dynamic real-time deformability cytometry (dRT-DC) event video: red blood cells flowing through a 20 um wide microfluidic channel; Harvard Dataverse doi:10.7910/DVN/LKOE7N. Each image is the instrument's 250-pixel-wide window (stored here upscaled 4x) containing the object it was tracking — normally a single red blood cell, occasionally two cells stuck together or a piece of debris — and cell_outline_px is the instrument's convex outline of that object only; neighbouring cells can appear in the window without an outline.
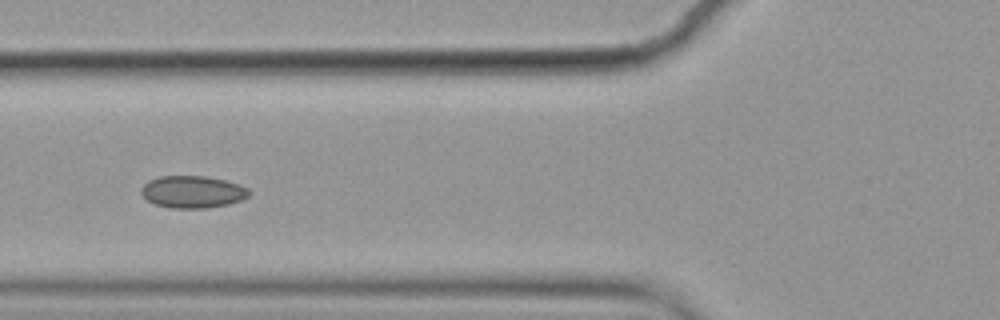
{"species": "common noctule bat (a hibernating species)", "species_latin": "Nyctalus noctula", "temperature_condition": "cold", "stored_images_in_passage": 9, "camera_frame_rate_fps": 3000, "um_per_image_px": 0.085, "animal": {"sex": "female", "body_mass_g": 19.9}, "frame": {"image": 1, "passage_image": 6, "time_ms": 1.667, "image_size_px": [1000, 320], "cell_outline_px": [[252, 192], [244, 200], [228, 204], [208, 208], [172, 208], [156, 204], [148, 200], [140, 192], [140, 188], [148, 180], [160, 176], [204, 176], [224, 180], [240, 184], [248, 188]], "centroid_in_image_um": [16.4, 16.31], "position_along_channel_um": 109.4, "area_um2": 20.35}}
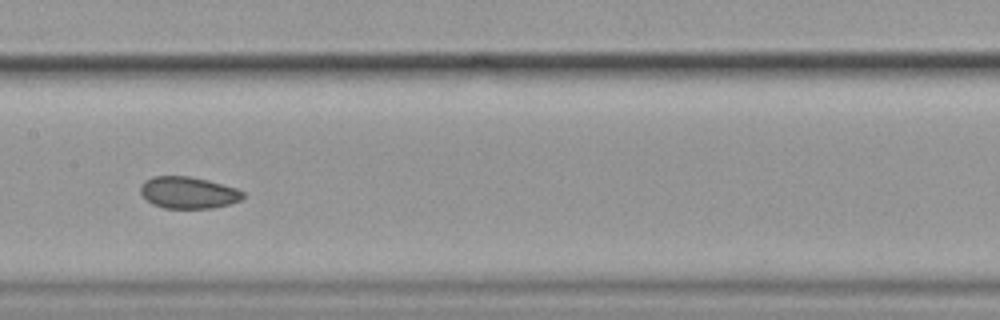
{"frame": {"image": 2, "passage_image": 8, "time_ms": 2.333, "image_size_px": [1000, 320], "cell_outline_px": [[244, 196], [240, 200], [228, 204], [212, 208], [164, 208], [152, 204], [140, 192], [140, 184], [144, 180], [152, 176], [188, 176], [208, 180], [236, 188], [244, 192]], "centroid_in_image_um": [15.98, 16.36], "position_along_channel_um": 191.4, "area_um2": 18.96}}
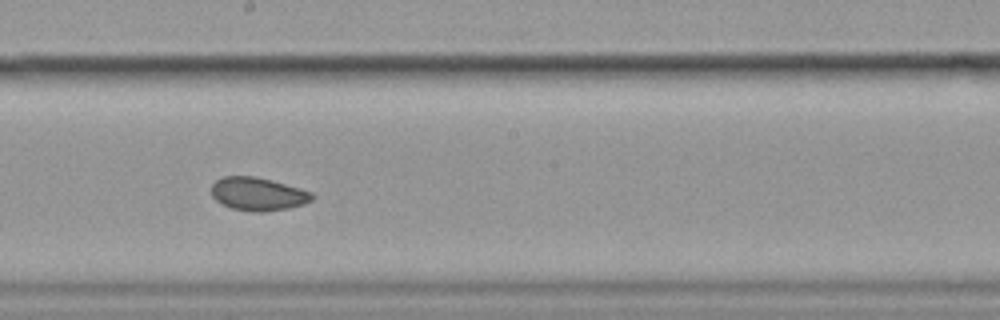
{"frame": {"image": 3, "passage_image": 9, "time_ms": 2.667, "image_size_px": [1000, 320], "cell_outline_px": [[316, 196], [312, 200], [304, 204], [288, 208], [260, 212], [252, 212], [232, 208], [216, 200], [212, 196], [212, 184], [216, 180], [224, 176], [256, 176], [272, 180], [300, 188], [312, 192]], "centroid_in_image_um": [21.95, 16.48], "position_along_channel_um": 226.2, "area_um2": 19.48}}